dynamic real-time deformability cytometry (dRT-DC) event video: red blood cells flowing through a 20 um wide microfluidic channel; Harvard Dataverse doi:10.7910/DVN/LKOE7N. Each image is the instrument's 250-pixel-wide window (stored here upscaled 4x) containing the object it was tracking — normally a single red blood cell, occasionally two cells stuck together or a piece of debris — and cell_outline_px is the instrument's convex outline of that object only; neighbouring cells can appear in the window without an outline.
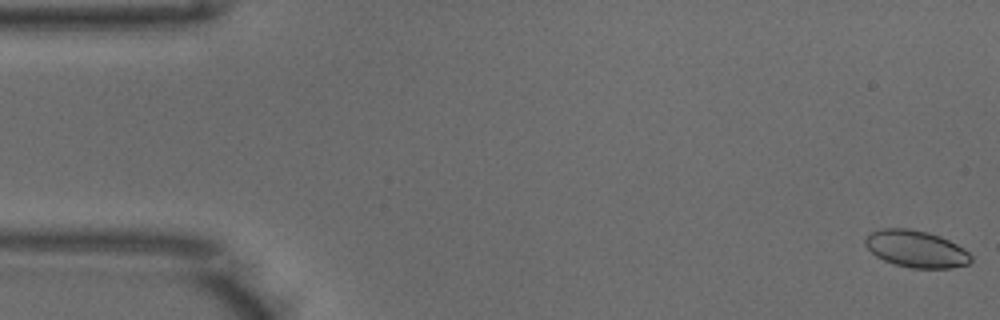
{"species": "common noctule bat (a hibernating species)", "species_latin": "Nyctalus noctula", "temperature_condition": "warm", "stored_images_in_passage": 51, "camera_frame_rate_fps": 3000, "um_per_image_px": 0.085, "animal": {"sex": "male", "body_mass_g": 18.8}, "frame": {"image": 1, "passage_image": 1, "time_ms": 0.0, "image_size_px": [1000, 320], "cell_outline_px": [[972, 260], [968, 264], [952, 268], [912, 268], [892, 264], [876, 256], [864, 244], [864, 240], [872, 232], [880, 228], [912, 228], [928, 232], [940, 236], [964, 248], [972, 256]], "centroid_in_image_um": [77.87, 21.15], "position_along_channel_um": 7.1, "area_um2": 22.89}}
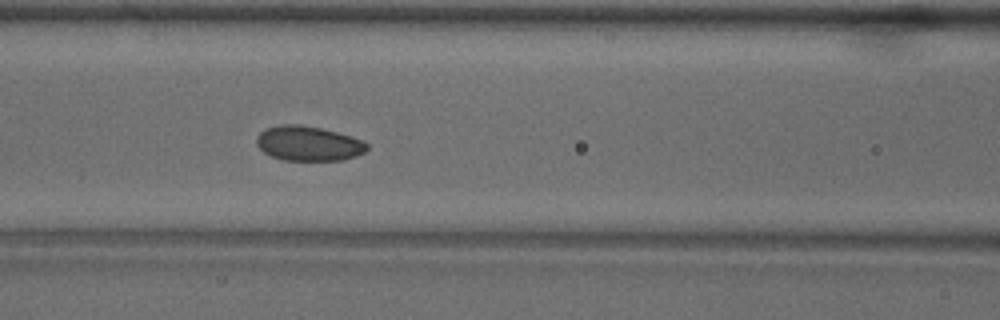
{"frame": {"image": 2, "passage_image": 21, "time_ms": 6.667, "image_size_px": [1000, 320], "cell_outline_px": [[368, 148], [364, 152], [356, 156], [344, 160], [284, 160], [272, 156], [264, 152], [256, 144], [256, 136], [264, 128], [280, 124], [300, 124], [320, 128], [352, 136], [368, 144]], "centroid_in_image_um": [26.19, 12.19], "position_along_channel_um": 140.4, "area_um2": 22.43}}
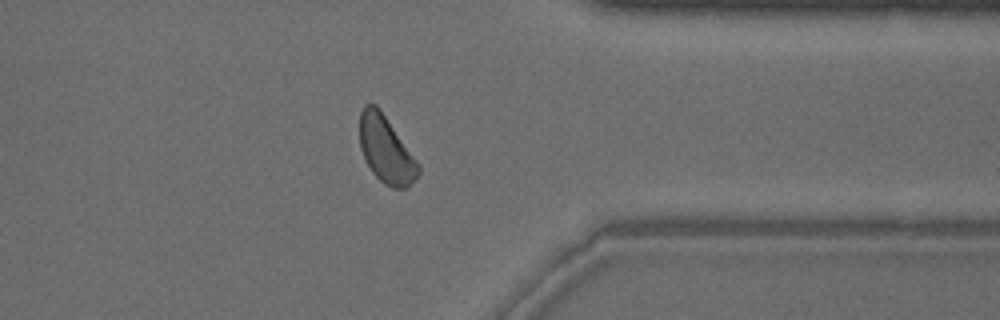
{"frame": {"image": 3, "passage_image": 40, "time_ms": 13.0, "image_size_px": [1000, 320], "cell_outline_px": [[420, 172], [416, 180], [408, 188], [392, 188], [384, 184], [372, 172], [364, 160], [360, 148], [360, 112], [364, 104], [376, 104], [420, 164]], "centroid_in_image_um": [32.82, 12.75], "position_along_channel_um": 378.6, "area_um2": 22.95}, "authors_computed_cell_mechanics": {"area_um2": 22.7732, "velocity_mm_per_s": 3.9224, "shape_relaxation_time_tau1_ms": 3.9282, "shape_relaxation_time_tau2_ms": null, "deformation_change_tau1": 0.0955, "deformation_change_tau2": null}}